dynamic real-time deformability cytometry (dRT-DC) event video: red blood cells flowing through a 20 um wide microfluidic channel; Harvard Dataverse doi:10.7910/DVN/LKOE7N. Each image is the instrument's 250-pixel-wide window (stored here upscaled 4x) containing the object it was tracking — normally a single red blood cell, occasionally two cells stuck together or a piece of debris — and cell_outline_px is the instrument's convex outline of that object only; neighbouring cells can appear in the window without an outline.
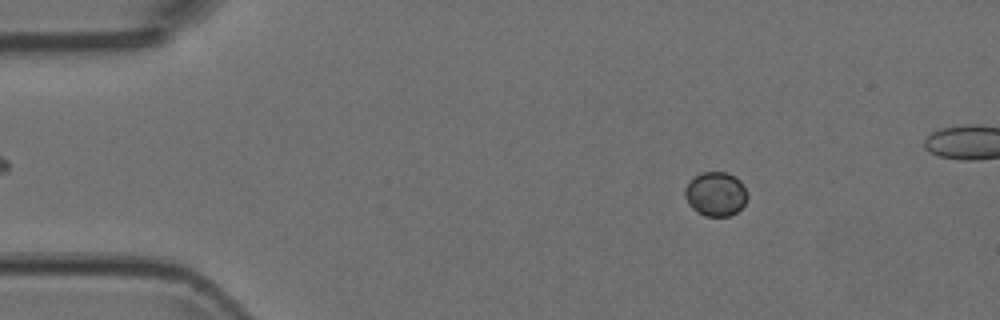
{"species": "Egyptian fruit bat (a non-hibernating species)", "species_latin": "Rousettus aegyptiacus", "temperature_condition": "room temperature", "stored_images_in_passage": 5, "camera_frame_rate_fps": 3000, "um_per_image_px": 0.085, "animal": {"sex": "female"}, "frame": {"image": 1, "passage_image": 2, "time_ms": 0.333, "image_size_px": [1000, 320], "cell_outline_px": [[748, 196], [744, 204], [736, 212], [728, 216], [704, 216], [696, 212], [688, 204], [684, 196], [684, 188], [696, 176], [704, 172], [724, 172], [736, 176], [744, 184]], "centroid_in_image_um": [60.84, 16.5], "position_along_channel_um": 24.2, "area_um2": 16.13}}